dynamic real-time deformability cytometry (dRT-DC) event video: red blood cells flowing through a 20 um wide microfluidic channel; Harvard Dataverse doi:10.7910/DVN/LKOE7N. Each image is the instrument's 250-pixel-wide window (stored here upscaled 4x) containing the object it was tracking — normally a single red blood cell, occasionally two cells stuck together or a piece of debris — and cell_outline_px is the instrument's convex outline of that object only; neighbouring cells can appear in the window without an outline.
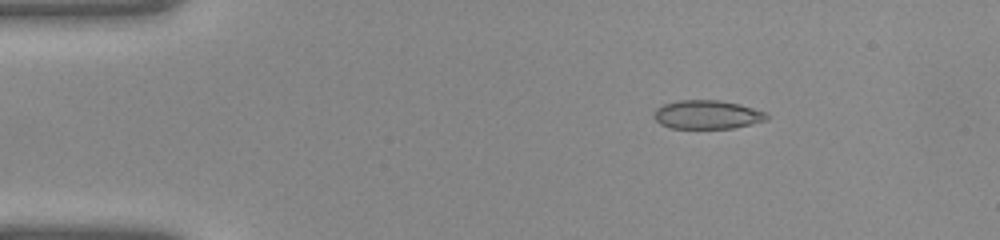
{"species": "common noctule bat (a hibernating species)", "species_latin": "Nyctalus noctula", "temperature_condition": "warm", "stored_images_in_passage": 41, "camera_frame_rate_fps": 3000, "um_per_image_px": 0.085, "animal": {"sex": "female", "body_mass_g": 22.0, "forearm_length_mm": 56.7}, "frame": {"image": 1, "passage_image": 7, "time_ms": 2.0, "image_size_px": [1000, 240], "cell_outline_px": [[768, 120], [752, 124], [732, 128], [668, 128], [660, 124], [652, 116], [656, 108], [664, 104], [680, 100], [720, 100], [740, 104], [768, 112]], "centroid_in_image_um": [60.13, 9.74], "position_along_channel_um": 24.9, "area_um2": 19.07}}
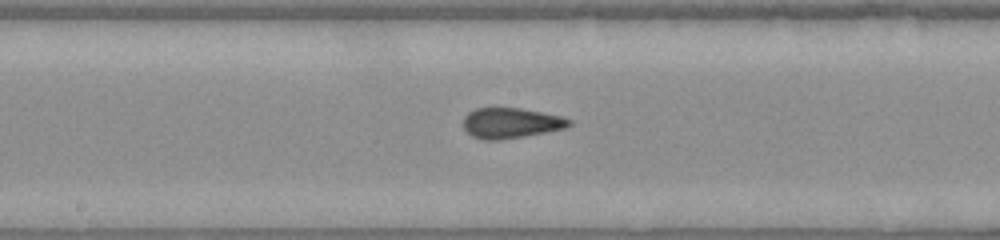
{"frame": {"image": 2, "passage_image": 22, "time_ms": 7.0, "image_size_px": [1000, 240], "cell_outline_px": [[572, 124], [568, 128], [524, 136], [500, 140], [480, 140], [472, 136], [464, 128], [464, 116], [468, 112], [476, 108], [520, 108], [560, 116], [572, 120]], "centroid_in_image_um": [43.43, 10.46], "position_along_channel_um": 204.8, "area_um2": 18.79}}
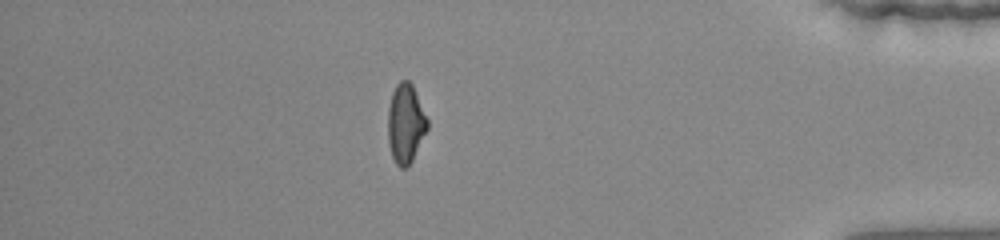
{"frame": {"image": 3, "passage_image": 36, "time_ms": 11.667, "image_size_px": [1000, 240], "cell_outline_px": [[428, 128], [408, 168], [400, 168], [396, 164], [392, 156], [388, 144], [388, 108], [392, 92], [396, 84], [400, 80], [408, 80], [412, 84], [428, 120]], "centroid_in_image_um": [34.46, 10.51], "position_along_channel_um": 400.7, "area_um2": 18.26}}